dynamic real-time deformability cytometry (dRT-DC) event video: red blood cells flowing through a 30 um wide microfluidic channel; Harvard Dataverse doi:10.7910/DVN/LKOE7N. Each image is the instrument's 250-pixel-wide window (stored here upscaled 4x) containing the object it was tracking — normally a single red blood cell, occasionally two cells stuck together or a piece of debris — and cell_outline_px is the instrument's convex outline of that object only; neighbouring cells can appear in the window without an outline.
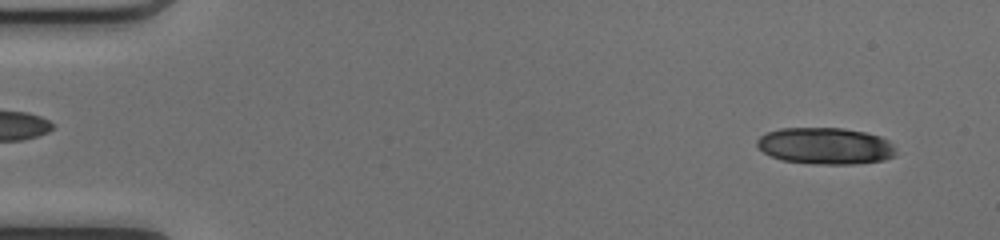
{"species": "common noctule bat (a hibernating species)", "species_latin": "Nyctalus noctula", "temperature_condition": "cold", "stored_images_in_passage": 47, "camera_frame_rate_fps": 3000, "um_per_image_px": 0.085, "animal": {"sex": "female", "body_mass_g": 17.0, "forearm_length_mm": 48.0}, "frame": {"image": 1, "passage_image": 2, "time_ms": 0.333, "image_size_px": [1000, 240], "cell_outline_px": [[896, 156], [884, 160], [856, 164], [812, 164], [780, 160], [764, 152], [756, 144], [756, 140], [760, 136], [768, 132], [780, 128], [844, 128], [864, 132], [880, 136], [888, 140], [896, 148]], "centroid_in_image_um": [70.18, 12.41], "position_along_channel_um": 14.8, "area_um2": 29.88}}
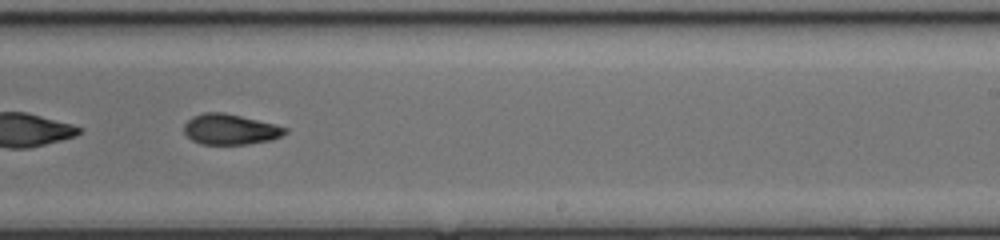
{"frame": {"image": 2, "passage_image": 30, "time_ms": 9.667, "image_size_px": [1000, 240], "cell_outline_px": [[288, 132], [272, 140], [248, 144], [200, 144], [192, 140], [184, 132], [184, 124], [192, 116], [204, 112], [224, 112], [288, 128]], "centroid_in_image_um": [19.54, 11.0], "position_along_channel_um": 269.5, "area_um2": 17.86}}
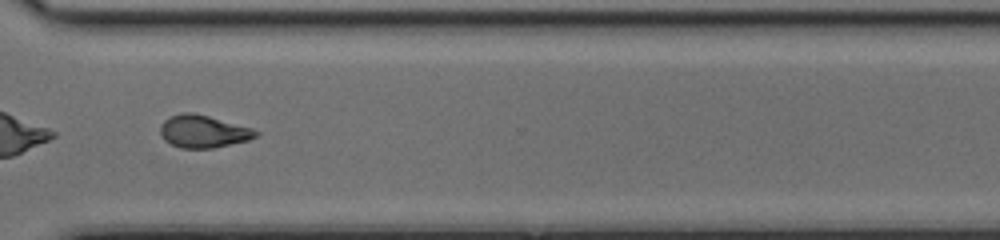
{"frame": {"image": 3, "passage_image": 36, "time_ms": 11.667, "image_size_px": [1000, 240], "cell_outline_px": [[260, 132], [256, 136], [248, 140], [212, 148], [180, 148], [164, 140], [160, 132], [160, 124], [164, 120], [172, 116], [184, 112], [192, 112], [208, 116], [252, 128]], "centroid_in_image_um": [17.26, 11.17], "position_along_channel_um": 353.3, "area_um2": 17.92}, "authors_computed_cell_mechanics": {"area_um2": 18.9006, "velocity_mm_per_s": 4.2008, "shape_relaxation_time_tau1_ms": 3.328, "shape_relaxation_time_tau2_ms": 2.9281, "deformation_change_tau1": 0.1495, "deformation_change_tau2": 0.0899}}